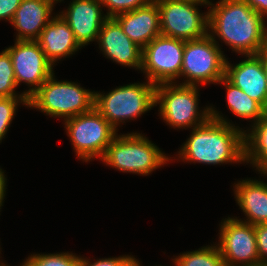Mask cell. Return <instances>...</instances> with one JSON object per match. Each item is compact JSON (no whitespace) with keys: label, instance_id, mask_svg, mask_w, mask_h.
<instances>
[{"label":"cell","instance_id":"1","mask_svg":"<svg viewBox=\"0 0 267 266\" xmlns=\"http://www.w3.org/2000/svg\"><path fill=\"white\" fill-rule=\"evenodd\" d=\"M209 5V31L217 34L233 51L245 56L257 55L267 46L265 18L244 0H220L216 5L209 1Z\"/></svg>","mask_w":267,"mask_h":266},{"label":"cell","instance_id":"2","mask_svg":"<svg viewBox=\"0 0 267 266\" xmlns=\"http://www.w3.org/2000/svg\"><path fill=\"white\" fill-rule=\"evenodd\" d=\"M192 129V134L179 151V157L213 165L245 162V132L219 116L213 108L210 107V118Z\"/></svg>","mask_w":267,"mask_h":266},{"label":"cell","instance_id":"3","mask_svg":"<svg viewBox=\"0 0 267 266\" xmlns=\"http://www.w3.org/2000/svg\"><path fill=\"white\" fill-rule=\"evenodd\" d=\"M54 73L28 98V107L52 117L69 119L94 107V92L69 81H56Z\"/></svg>","mask_w":267,"mask_h":266},{"label":"cell","instance_id":"4","mask_svg":"<svg viewBox=\"0 0 267 266\" xmlns=\"http://www.w3.org/2000/svg\"><path fill=\"white\" fill-rule=\"evenodd\" d=\"M170 159L139 133L117 135L107 146L102 161L122 172L148 175Z\"/></svg>","mask_w":267,"mask_h":266},{"label":"cell","instance_id":"5","mask_svg":"<svg viewBox=\"0 0 267 266\" xmlns=\"http://www.w3.org/2000/svg\"><path fill=\"white\" fill-rule=\"evenodd\" d=\"M155 103L156 85L150 81L121 86L107 95L94 92V108L115 129L120 122L140 116L156 106Z\"/></svg>","mask_w":267,"mask_h":266},{"label":"cell","instance_id":"6","mask_svg":"<svg viewBox=\"0 0 267 266\" xmlns=\"http://www.w3.org/2000/svg\"><path fill=\"white\" fill-rule=\"evenodd\" d=\"M210 33L185 41L180 75L188 80L182 85L217 84L225 76L227 59L212 36L214 34Z\"/></svg>","mask_w":267,"mask_h":266},{"label":"cell","instance_id":"7","mask_svg":"<svg viewBox=\"0 0 267 266\" xmlns=\"http://www.w3.org/2000/svg\"><path fill=\"white\" fill-rule=\"evenodd\" d=\"M191 85H156V106L160 104V114L167 124L176 128H195L210 118V107L202 114L198 112V89ZM200 116V117H199ZM197 122V123H196ZM195 125V126H194Z\"/></svg>","mask_w":267,"mask_h":266},{"label":"cell","instance_id":"8","mask_svg":"<svg viewBox=\"0 0 267 266\" xmlns=\"http://www.w3.org/2000/svg\"><path fill=\"white\" fill-rule=\"evenodd\" d=\"M68 136L78 157L89 161L102 159L117 130L93 107L90 111L65 120Z\"/></svg>","mask_w":267,"mask_h":266},{"label":"cell","instance_id":"9","mask_svg":"<svg viewBox=\"0 0 267 266\" xmlns=\"http://www.w3.org/2000/svg\"><path fill=\"white\" fill-rule=\"evenodd\" d=\"M154 2L157 3L160 13L161 35L188 41L208 34V12L203 15L196 6L208 5L209 0Z\"/></svg>","mask_w":267,"mask_h":266},{"label":"cell","instance_id":"10","mask_svg":"<svg viewBox=\"0 0 267 266\" xmlns=\"http://www.w3.org/2000/svg\"><path fill=\"white\" fill-rule=\"evenodd\" d=\"M184 44V40L159 35L142 49L141 71L150 82L173 83L181 77Z\"/></svg>","mask_w":267,"mask_h":266},{"label":"cell","instance_id":"11","mask_svg":"<svg viewBox=\"0 0 267 266\" xmlns=\"http://www.w3.org/2000/svg\"><path fill=\"white\" fill-rule=\"evenodd\" d=\"M220 229L217 246L225 266H237L238 263L242 266L260 265L254 225L229 217L222 222Z\"/></svg>","mask_w":267,"mask_h":266},{"label":"cell","instance_id":"12","mask_svg":"<svg viewBox=\"0 0 267 266\" xmlns=\"http://www.w3.org/2000/svg\"><path fill=\"white\" fill-rule=\"evenodd\" d=\"M6 50L12 60L16 85L25 82L32 86L24 92L29 98L53 74V65L47 60L37 41L16 40L15 45Z\"/></svg>","mask_w":267,"mask_h":266},{"label":"cell","instance_id":"13","mask_svg":"<svg viewBox=\"0 0 267 266\" xmlns=\"http://www.w3.org/2000/svg\"><path fill=\"white\" fill-rule=\"evenodd\" d=\"M101 5L100 0H73L67 11L60 14L81 47L97 40L102 24L108 19L107 15L102 17Z\"/></svg>","mask_w":267,"mask_h":266},{"label":"cell","instance_id":"14","mask_svg":"<svg viewBox=\"0 0 267 266\" xmlns=\"http://www.w3.org/2000/svg\"><path fill=\"white\" fill-rule=\"evenodd\" d=\"M104 55L116 63L141 69L142 48L135 44L114 18H108L97 38Z\"/></svg>","mask_w":267,"mask_h":266},{"label":"cell","instance_id":"15","mask_svg":"<svg viewBox=\"0 0 267 266\" xmlns=\"http://www.w3.org/2000/svg\"><path fill=\"white\" fill-rule=\"evenodd\" d=\"M232 66L226 61L225 77L267 110V78L258 55Z\"/></svg>","mask_w":267,"mask_h":266},{"label":"cell","instance_id":"16","mask_svg":"<svg viewBox=\"0 0 267 266\" xmlns=\"http://www.w3.org/2000/svg\"><path fill=\"white\" fill-rule=\"evenodd\" d=\"M114 19L123 32L142 49L154 38L161 35L160 13L156 2L119 14Z\"/></svg>","mask_w":267,"mask_h":266},{"label":"cell","instance_id":"17","mask_svg":"<svg viewBox=\"0 0 267 266\" xmlns=\"http://www.w3.org/2000/svg\"><path fill=\"white\" fill-rule=\"evenodd\" d=\"M58 0H22L11 24L18 31L16 40L36 41L52 20L49 17Z\"/></svg>","mask_w":267,"mask_h":266},{"label":"cell","instance_id":"18","mask_svg":"<svg viewBox=\"0 0 267 266\" xmlns=\"http://www.w3.org/2000/svg\"><path fill=\"white\" fill-rule=\"evenodd\" d=\"M36 41L52 65L81 48L74 32L60 15L52 17Z\"/></svg>","mask_w":267,"mask_h":266},{"label":"cell","instance_id":"19","mask_svg":"<svg viewBox=\"0 0 267 266\" xmlns=\"http://www.w3.org/2000/svg\"><path fill=\"white\" fill-rule=\"evenodd\" d=\"M236 201L252 225L267 224V184L243 180L235 185Z\"/></svg>","mask_w":267,"mask_h":266},{"label":"cell","instance_id":"20","mask_svg":"<svg viewBox=\"0 0 267 266\" xmlns=\"http://www.w3.org/2000/svg\"><path fill=\"white\" fill-rule=\"evenodd\" d=\"M253 124L251 133L244 134L245 161L267 175V112L259 122Z\"/></svg>","mask_w":267,"mask_h":266},{"label":"cell","instance_id":"21","mask_svg":"<svg viewBox=\"0 0 267 266\" xmlns=\"http://www.w3.org/2000/svg\"><path fill=\"white\" fill-rule=\"evenodd\" d=\"M224 83L227 90V103L234 115L245 119H254L259 122L267 110L256 100L232 84L225 76L218 82Z\"/></svg>","mask_w":267,"mask_h":266},{"label":"cell","instance_id":"22","mask_svg":"<svg viewBox=\"0 0 267 266\" xmlns=\"http://www.w3.org/2000/svg\"><path fill=\"white\" fill-rule=\"evenodd\" d=\"M175 266H225L218 246H206L183 253L174 259Z\"/></svg>","mask_w":267,"mask_h":266},{"label":"cell","instance_id":"23","mask_svg":"<svg viewBox=\"0 0 267 266\" xmlns=\"http://www.w3.org/2000/svg\"><path fill=\"white\" fill-rule=\"evenodd\" d=\"M80 257L72 253L36 254L26 259L21 266H79Z\"/></svg>","mask_w":267,"mask_h":266},{"label":"cell","instance_id":"24","mask_svg":"<svg viewBox=\"0 0 267 266\" xmlns=\"http://www.w3.org/2000/svg\"><path fill=\"white\" fill-rule=\"evenodd\" d=\"M16 80L9 52L0 53V97L18 96L15 93Z\"/></svg>","mask_w":267,"mask_h":266},{"label":"cell","instance_id":"25","mask_svg":"<svg viewBox=\"0 0 267 266\" xmlns=\"http://www.w3.org/2000/svg\"><path fill=\"white\" fill-rule=\"evenodd\" d=\"M19 101L28 106V98L24 93L19 96L0 97V141L8 131Z\"/></svg>","mask_w":267,"mask_h":266},{"label":"cell","instance_id":"26","mask_svg":"<svg viewBox=\"0 0 267 266\" xmlns=\"http://www.w3.org/2000/svg\"><path fill=\"white\" fill-rule=\"evenodd\" d=\"M108 8L107 17L115 16L147 6L152 0H100Z\"/></svg>","mask_w":267,"mask_h":266},{"label":"cell","instance_id":"27","mask_svg":"<svg viewBox=\"0 0 267 266\" xmlns=\"http://www.w3.org/2000/svg\"><path fill=\"white\" fill-rule=\"evenodd\" d=\"M135 258L120 256L118 258L99 259L93 263L80 257L79 266H132Z\"/></svg>","mask_w":267,"mask_h":266},{"label":"cell","instance_id":"28","mask_svg":"<svg viewBox=\"0 0 267 266\" xmlns=\"http://www.w3.org/2000/svg\"><path fill=\"white\" fill-rule=\"evenodd\" d=\"M255 234L260 265H267V224L255 225Z\"/></svg>","mask_w":267,"mask_h":266},{"label":"cell","instance_id":"29","mask_svg":"<svg viewBox=\"0 0 267 266\" xmlns=\"http://www.w3.org/2000/svg\"><path fill=\"white\" fill-rule=\"evenodd\" d=\"M22 0H0V19L12 21Z\"/></svg>","mask_w":267,"mask_h":266},{"label":"cell","instance_id":"30","mask_svg":"<svg viewBox=\"0 0 267 266\" xmlns=\"http://www.w3.org/2000/svg\"><path fill=\"white\" fill-rule=\"evenodd\" d=\"M253 10L267 18V0H244Z\"/></svg>","mask_w":267,"mask_h":266},{"label":"cell","instance_id":"31","mask_svg":"<svg viewBox=\"0 0 267 266\" xmlns=\"http://www.w3.org/2000/svg\"><path fill=\"white\" fill-rule=\"evenodd\" d=\"M4 172L2 171V169H0V207L3 206V200L5 197V186H6V178L3 174ZM1 209V208H0Z\"/></svg>","mask_w":267,"mask_h":266},{"label":"cell","instance_id":"32","mask_svg":"<svg viewBox=\"0 0 267 266\" xmlns=\"http://www.w3.org/2000/svg\"><path fill=\"white\" fill-rule=\"evenodd\" d=\"M257 55L261 59V62L263 64L264 71H265V74H266V78H267V46H265L262 50H260Z\"/></svg>","mask_w":267,"mask_h":266},{"label":"cell","instance_id":"33","mask_svg":"<svg viewBox=\"0 0 267 266\" xmlns=\"http://www.w3.org/2000/svg\"><path fill=\"white\" fill-rule=\"evenodd\" d=\"M132 266H140V263L139 261H137L136 259L134 260Z\"/></svg>","mask_w":267,"mask_h":266},{"label":"cell","instance_id":"34","mask_svg":"<svg viewBox=\"0 0 267 266\" xmlns=\"http://www.w3.org/2000/svg\"><path fill=\"white\" fill-rule=\"evenodd\" d=\"M152 1H175V0H152ZM179 1H189V0H179Z\"/></svg>","mask_w":267,"mask_h":266}]
</instances>
